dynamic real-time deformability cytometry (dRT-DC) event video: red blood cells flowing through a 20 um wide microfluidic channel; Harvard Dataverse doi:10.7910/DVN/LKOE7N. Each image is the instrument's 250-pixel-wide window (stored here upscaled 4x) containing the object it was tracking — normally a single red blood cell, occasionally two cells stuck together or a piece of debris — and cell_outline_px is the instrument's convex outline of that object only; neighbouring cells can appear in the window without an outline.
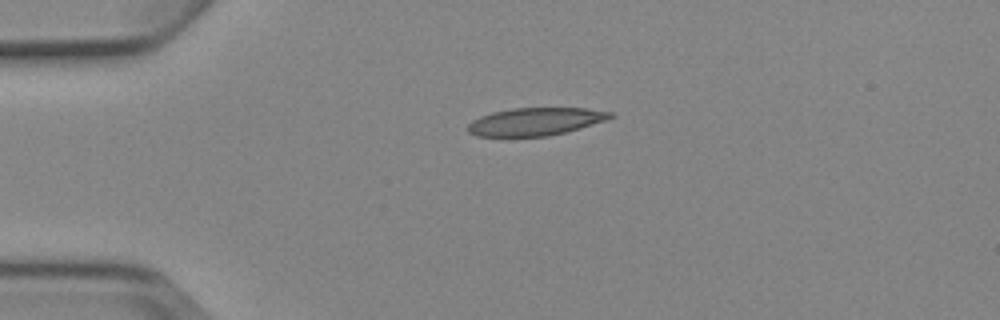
{"species": "Egyptian fruit bat (a non-hibernating species)", "species_latin": "Rousettus aegyptiacus", "temperature_condition": "cold", "stored_images_in_passage": 3, "camera_frame_rate_fps": 3000, "um_per_image_px": 0.085, "animal": {"sex": "female"}, "frame": {"image": 1, "passage_image": 1, "time_ms": 0.0, "image_size_px": [1000, 320], "cell_outline_px": [[616, 116], [608, 120], [580, 128], [548, 136], [476, 136], [468, 132], [468, 124], [472, 120], [480, 116], [492, 112], [512, 108], [584, 108], [612, 112]], "centroid_in_image_um": [45.53, 10.33], "position_along_channel_um": 39.5, "area_um2": 23.06}}
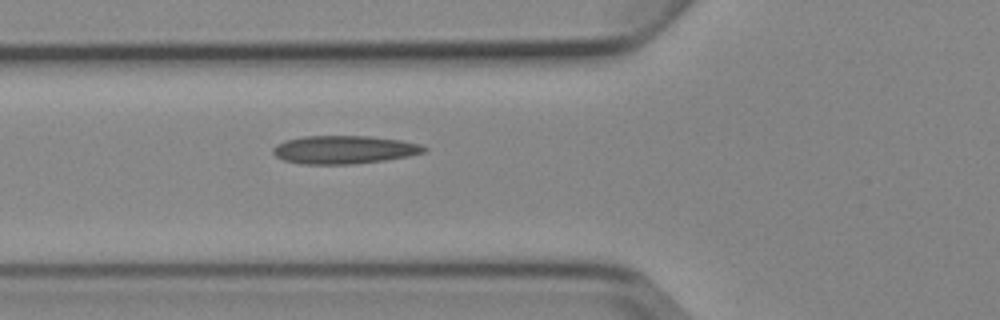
{"frame": {"image": 2, "passage_image": 3, "time_ms": 2.333, "image_size_px": [1000, 320], "cell_outline_px": [[428, 148], [424, 152], [408, 156], [384, 160], [352, 164], [300, 164], [284, 160], [276, 156], [272, 152], [272, 148], [276, 144], [284, 140], [304, 136], [368, 136], [400, 140], [420, 144]], "centroid_in_image_um": [29.21, 12.72], "position_along_channel_um": 96.6, "area_um2": 24.8}}